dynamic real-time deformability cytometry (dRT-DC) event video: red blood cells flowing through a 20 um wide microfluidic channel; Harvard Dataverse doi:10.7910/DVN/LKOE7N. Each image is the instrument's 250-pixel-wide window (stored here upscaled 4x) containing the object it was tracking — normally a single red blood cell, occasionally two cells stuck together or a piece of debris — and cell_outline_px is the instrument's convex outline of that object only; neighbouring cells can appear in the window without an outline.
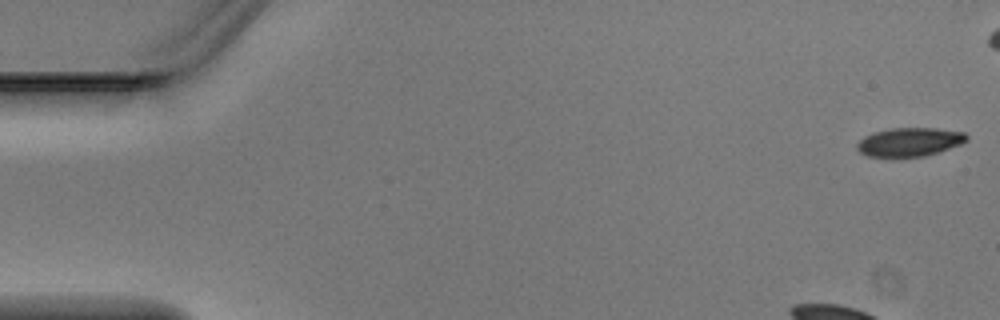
{"species": "Egyptian fruit bat (a non-hibernating species)", "species_latin": "Rousettus aegyptiacus", "temperature_condition": "warm", "stored_images_in_passage": 5, "camera_frame_rate_fps": 3000, "um_per_image_px": 0.085, "animal": {"sex": "male"}, "frame": {"image": 1, "passage_image": 1, "time_ms": 0.0, "image_size_px": [1000, 320], "cell_outline_px": [[968, 140], [960, 144], [924, 156], [868, 156], [860, 152], [856, 148], [856, 144], [864, 136], [872, 132], [892, 128], [936, 128], [964, 132], [968, 136]], "centroid_in_image_um": [77.29, 12.05], "position_along_channel_um": 7.7, "area_um2": 18.09}}
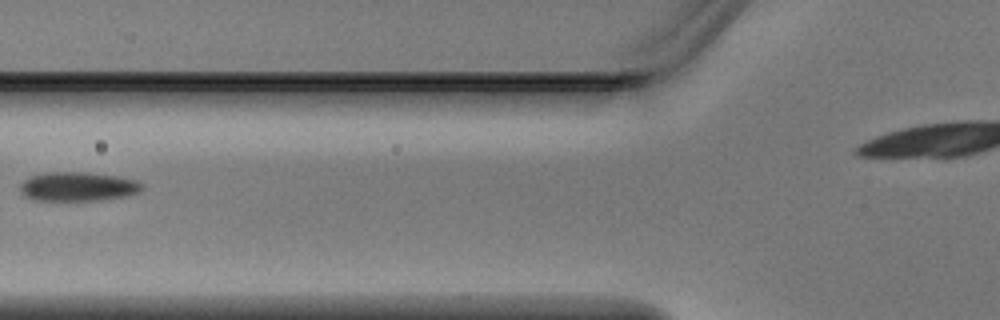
{"frame": {"image": 2, "passage_image": 5, "time_ms": 1.333, "image_size_px": [1000, 320], "cell_outline_px": [[144, 188], [140, 192], [128, 196], [96, 200], [32, 200], [24, 196], [20, 192], [20, 184], [24, 180], [32, 176], [48, 172], [84, 172], [116, 176], [136, 180], [144, 184]], "centroid_in_image_um": [6.64, 15.86], "position_along_channel_um": 119.2, "area_um2": 20.75}}